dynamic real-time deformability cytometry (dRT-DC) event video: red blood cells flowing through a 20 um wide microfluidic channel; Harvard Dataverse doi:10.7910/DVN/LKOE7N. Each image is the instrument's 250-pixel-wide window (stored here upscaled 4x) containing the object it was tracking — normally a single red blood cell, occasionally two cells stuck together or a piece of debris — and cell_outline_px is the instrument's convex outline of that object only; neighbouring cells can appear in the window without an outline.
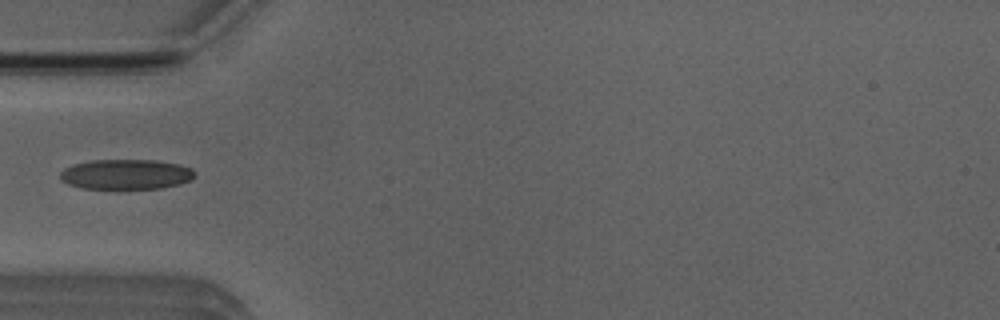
{"species": "Egyptian fruit bat (a non-hibernating species)", "species_latin": "Rousettus aegyptiacus", "temperature_condition": "room temperature", "stored_images_in_passage": 1, "camera_frame_rate_fps": 3000, "um_per_image_px": 0.085, "animal": {"sex": "male"}, "frame": {"image": 1, "passage_image": 1, "time_ms": 0.0, "image_size_px": [1000, 320], "cell_outline_px": [[196, 176], [192, 180], [180, 184], [160, 188], [80, 188], [68, 184], [60, 180], [60, 172], [64, 168], [76, 164], [92, 160], [156, 160], [180, 164], [192, 168], [196, 172]], "centroid_in_image_um": [10.75, 14.81], "position_along_channel_um": 74.2, "area_um2": 23.7}}